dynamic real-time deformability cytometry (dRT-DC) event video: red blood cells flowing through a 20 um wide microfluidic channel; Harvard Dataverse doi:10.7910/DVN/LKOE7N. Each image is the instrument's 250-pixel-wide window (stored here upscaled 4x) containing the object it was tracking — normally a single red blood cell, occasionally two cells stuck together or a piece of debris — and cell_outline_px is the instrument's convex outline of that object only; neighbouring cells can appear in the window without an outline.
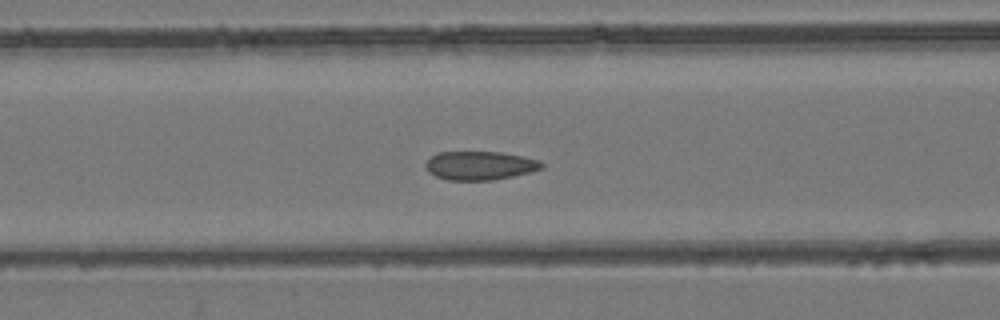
{"species": "common noctule bat (a hibernating species)", "species_latin": "Nyctalus noctula", "temperature_condition": "room temperature", "stored_images_in_passage": 52, "camera_frame_rate_fps": 3000, "um_per_image_px": 0.085, "animal": {"sex": "female", "body_mass_g": 24.6, "forearm_length_mm": 56.2}, "frame": {"image": 1, "passage_image": 20, "time_ms": 6.333, "image_size_px": [1000, 320], "cell_outline_px": [[544, 168], [512, 176], [492, 180], [448, 180], [436, 176], [428, 172], [424, 164], [436, 152], [500, 152], [540, 160], [544, 164]], "centroid_in_image_um": [40.77, 14.07], "position_along_channel_um": 125.8, "area_um2": 19.31}}
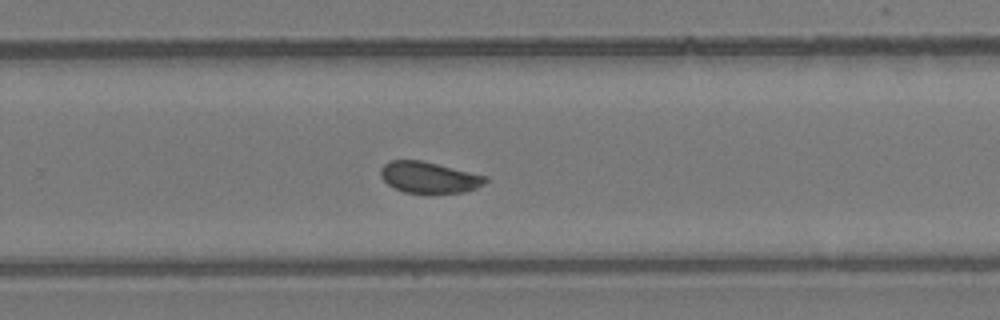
{"frame": {"image": 2, "passage_image": 33, "time_ms": 10.667, "image_size_px": [1000, 320], "cell_outline_px": [[488, 180], [484, 184], [476, 188], [464, 192], [424, 196], [404, 192], [388, 184], [380, 176], [380, 168], [388, 160], [420, 160], [488, 176]], "centroid_in_image_um": [36.47, 15.12], "position_along_channel_um": 293.3, "area_um2": 19.71}}
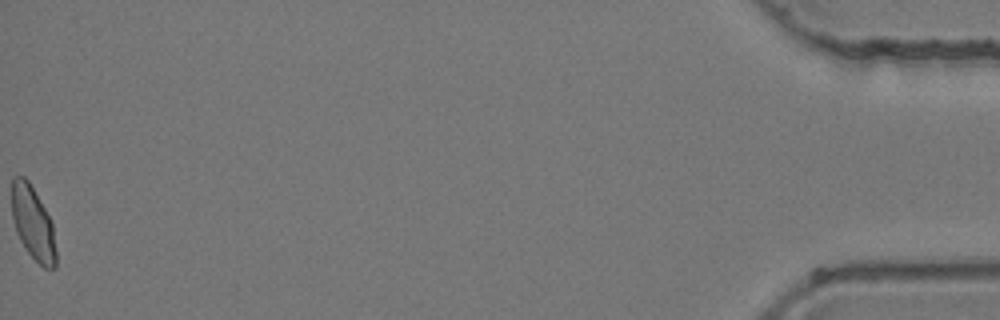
{"frame": {"image": 3, "passage_image": 52, "time_ms": 17.0, "image_size_px": [1000, 320], "cell_outline_px": [[56, 268], [44, 268], [28, 252], [20, 240], [16, 232], [12, 216], [12, 176], [24, 176], [28, 180], [44, 208], [52, 224], [56, 252]], "centroid_in_image_um": [2.79, 18.97], "position_along_channel_um": 432.4, "area_um2": 18.61}, "authors_computed_cell_mechanics": {"area_um2": 19.5942, "velocity_mm_per_s": 3.8747, "shape_relaxation_time_tau1_ms": 9.1321, "shape_relaxation_time_tau2_ms": 0.8583, "deformation_change_tau1": 0.123, "deformation_change_tau2": 0.0403}}